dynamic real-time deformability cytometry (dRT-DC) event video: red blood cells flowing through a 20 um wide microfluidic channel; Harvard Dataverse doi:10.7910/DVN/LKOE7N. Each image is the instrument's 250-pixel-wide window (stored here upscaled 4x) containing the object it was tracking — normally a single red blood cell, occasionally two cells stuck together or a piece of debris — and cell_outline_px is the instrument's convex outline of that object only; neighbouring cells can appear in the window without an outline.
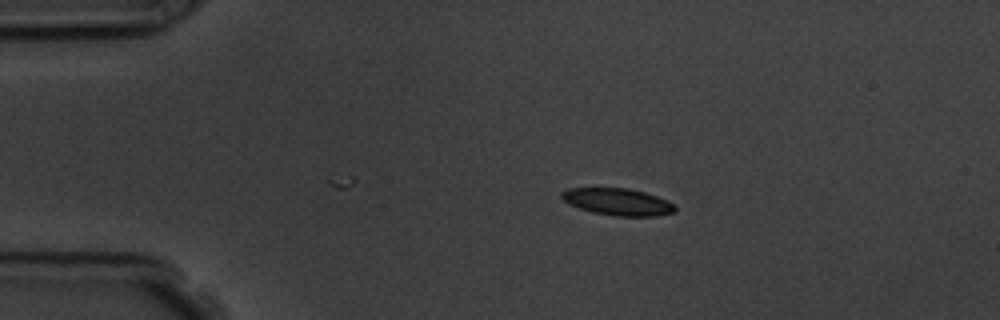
{"species": "common noctule bat (a hibernating species)", "species_latin": "Nyctalus noctula", "temperature_condition": "room temperature", "stored_images_in_passage": 3, "camera_frame_rate_fps": 3000, "um_per_image_px": 0.085, "animal": {"sex": "male", "body_mass_g": 19.5, "forearm_length_mm": 54.6}, "frame": {"image": 1, "passage_image": 3, "time_ms": 2.333, "image_size_px": [1000, 320], "cell_outline_px": [[676, 212], [656, 216], [612, 216], [592, 212], [568, 204], [560, 196], [560, 192], [568, 188], [628, 188], [644, 192], [668, 200], [676, 204]], "centroid_in_image_um": [52.52, 17.16], "position_along_channel_um": 32.5, "area_um2": 18.03}}